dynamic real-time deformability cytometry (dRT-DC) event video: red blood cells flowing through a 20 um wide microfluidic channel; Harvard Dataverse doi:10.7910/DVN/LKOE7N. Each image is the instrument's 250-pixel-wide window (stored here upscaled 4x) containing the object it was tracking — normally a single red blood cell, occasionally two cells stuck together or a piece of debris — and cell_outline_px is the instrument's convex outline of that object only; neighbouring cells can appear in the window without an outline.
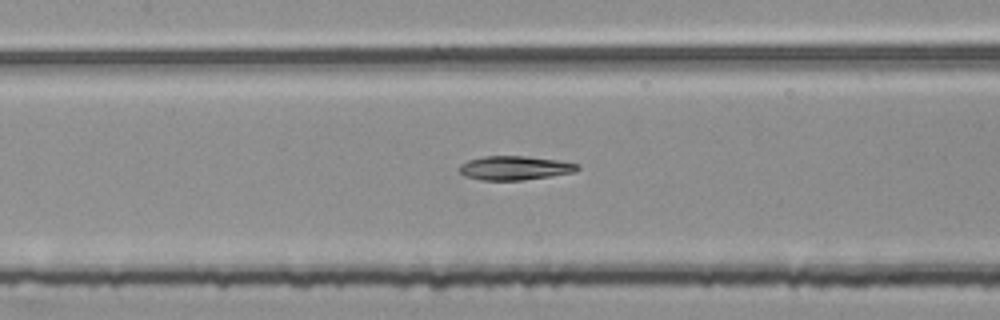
{"species": "common noctule bat (a hibernating species)", "species_latin": "Nyctalus noctula", "temperature_condition": "room temperature", "stored_images_in_passage": 54, "segment_of_instrument_passage": [2, 2], "camera_frame_rate_fps": 3000, "um_per_image_px": 0.085, "animal": {"sex": "female", "body_mass_g": 25.1}, "frame": {"image": 1, "passage_image": 25, "time_ms": 8.0, "image_size_px": [1000, 320], "cell_outline_px": [[580, 168], [576, 172], [524, 180], [480, 180], [464, 176], [460, 172], [460, 164], [468, 160], [484, 156], [524, 156], [560, 160], [580, 164]], "centroid_in_image_um": [43.78, 14.27], "position_along_channel_um": 163.6, "area_um2": 16.65}}
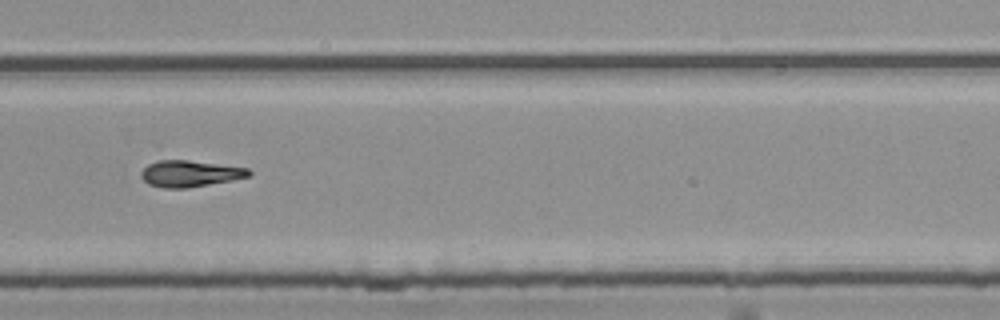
{"frame": {"image": 2, "passage_image": 37, "time_ms": 12.0, "image_size_px": [1000, 320], "cell_outline_px": [[252, 176], [232, 180], [188, 188], [164, 188], [148, 184], [140, 176], [140, 172], [148, 164], [156, 160], [188, 160], [248, 168], [252, 172]], "centroid_in_image_um": [16.14, 14.76], "position_along_channel_um": 313.7, "area_um2": 16.65}}
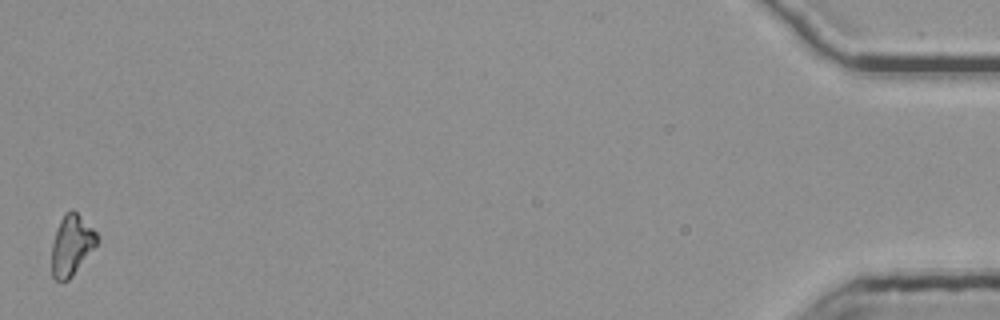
{"frame": {"image": 3, "passage_image": 54, "time_ms": 17.667, "image_size_px": [1000, 320], "cell_outline_px": [[100, 240], [72, 276], [68, 280], [56, 280], [52, 276], [52, 244], [60, 220], [64, 212], [72, 208], [100, 236]], "centroid_in_image_um": [6.09, 20.82], "position_along_channel_um": 429.1, "area_um2": 15.84}}